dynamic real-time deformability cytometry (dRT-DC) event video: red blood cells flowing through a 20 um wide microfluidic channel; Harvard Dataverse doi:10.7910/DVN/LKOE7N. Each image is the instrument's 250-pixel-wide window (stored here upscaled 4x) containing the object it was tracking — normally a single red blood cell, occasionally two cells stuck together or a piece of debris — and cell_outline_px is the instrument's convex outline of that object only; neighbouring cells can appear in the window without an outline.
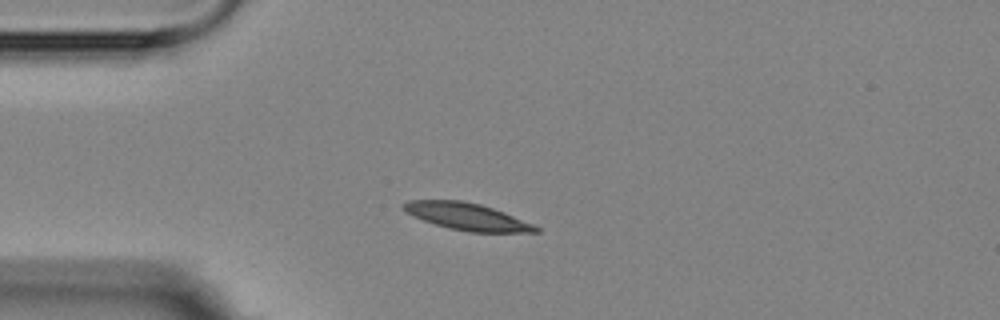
{"species": "Egyptian fruit bat (a non-hibernating species)", "species_latin": "Rousettus aegyptiacus", "temperature_condition": "room temperature", "stored_images_in_passage": 2, "camera_frame_rate_fps": 3000, "um_per_image_px": 0.085, "animal": {"sex": "female"}, "frame": {"image": 1, "passage_image": 2, "time_ms": 1.667, "image_size_px": [1000, 320], "cell_outline_px": [[540, 232], [468, 232], [448, 228], [412, 216], [404, 212], [400, 208], [400, 204], [408, 200], [460, 200], [480, 204], [504, 212], [532, 224], [540, 228]], "centroid_in_image_um": [39.62, 18.4], "position_along_channel_um": 45.4, "area_um2": 20.87}}